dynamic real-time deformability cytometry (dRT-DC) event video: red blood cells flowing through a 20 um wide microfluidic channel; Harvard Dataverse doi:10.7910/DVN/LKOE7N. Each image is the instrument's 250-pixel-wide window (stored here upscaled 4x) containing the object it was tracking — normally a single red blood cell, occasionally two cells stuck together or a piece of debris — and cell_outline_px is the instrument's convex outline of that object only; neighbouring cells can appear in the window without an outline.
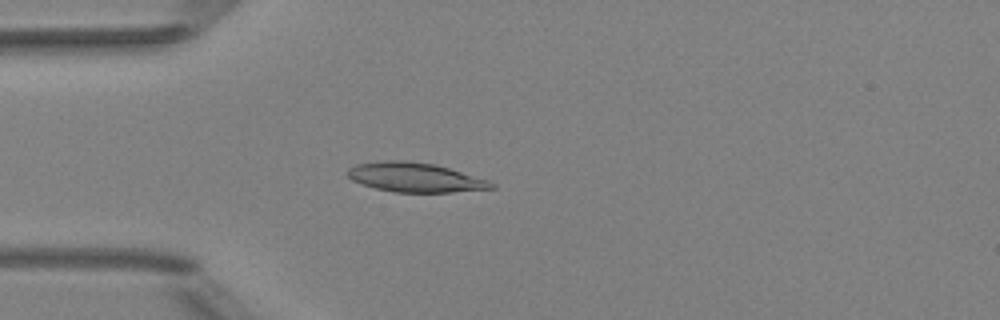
{"species": "Egyptian fruit bat (a non-hibernating species)", "species_latin": "Rousettus aegyptiacus", "temperature_condition": "room temperature", "stored_images_in_passage": 51, "camera_frame_rate_fps": 3000, "um_per_image_px": 0.085, "animal": {"sex": "female"}, "frame": {"image": 1, "passage_image": 14, "time_ms": 4.333, "image_size_px": [1000, 320], "cell_outline_px": [[496, 188], [452, 192], [396, 192], [376, 188], [352, 180], [348, 176], [348, 168], [356, 164], [384, 160], [404, 160], [436, 164], [488, 180], [496, 184]], "centroid_in_image_um": [35.3, 15.07], "position_along_channel_um": 49.7, "area_um2": 24.51}}
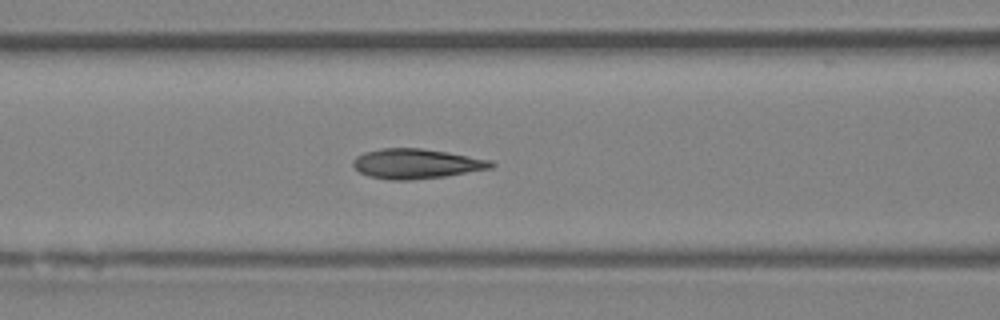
{"frame": {"image": 2, "passage_image": 21, "time_ms": 6.667, "image_size_px": [1000, 320], "cell_outline_px": [[496, 164], [492, 168], [444, 176], [408, 180], [388, 180], [368, 176], [360, 172], [352, 164], [352, 160], [356, 156], [364, 152], [380, 148], [420, 148], [448, 152], [492, 160]], "centroid_in_image_um": [35.37, 13.91], "position_along_channel_um": 131.2, "area_um2": 24.04}}
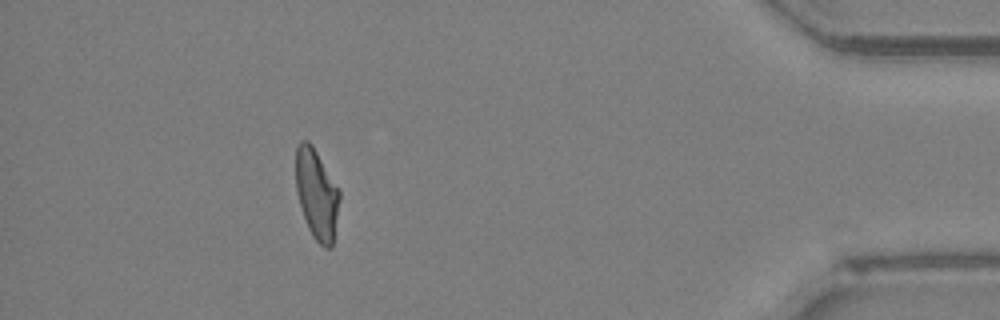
{"frame": {"image": 3, "passage_image": 46, "time_ms": 15.0, "image_size_px": [1000, 320], "cell_outline_px": [[340, 200], [332, 248], [324, 248], [312, 236], [308, 228], [296, 192], [296, 148], [300, 140], [308, 140], [312, 144], [340, 188]], "centroid_in_image_um": [26.93, 16.48], "position_along_channel_um": 408.3, "area_um2": 23.24}, "authors_computed_cell_mechanics": {"area_um2": 23.5824, "velocity_mm_per_s": 3.9895, "shape_relaxation_time_tau1_ms": 4.5004, "shape_relaxation_time_tau2_ms": 1.5231, "deformation_change_tau1": 0.164, "deformation_change_tau2": 0.0782}}